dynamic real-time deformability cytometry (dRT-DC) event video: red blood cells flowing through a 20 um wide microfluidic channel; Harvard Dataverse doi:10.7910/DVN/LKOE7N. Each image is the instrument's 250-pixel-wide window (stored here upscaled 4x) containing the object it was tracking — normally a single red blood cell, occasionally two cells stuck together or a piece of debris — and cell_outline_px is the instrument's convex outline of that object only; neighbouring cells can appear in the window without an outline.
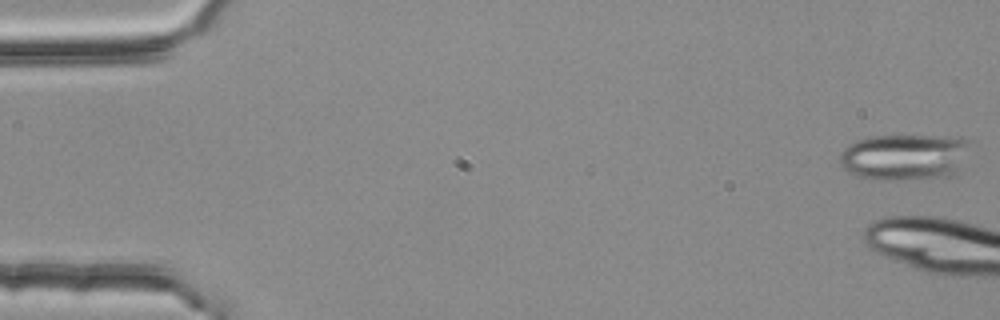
{"species": "common noctule bat (a hibernating species)", "species_latin": "Nyctalus noctula", "temperature_condition": "room temperature", "stored_images_in_passage": 2, "camera_frame_rate_fps": 3000, "um_per_image_px": 0.085, "animal": {"sex": "female", "body_mass_g": 25.1}, "frame": {"image": 1, "passage_image": 1, "time_ms": 0.0, "image_size_px": [1000, 320], "cell_outline_px": [[972, 140], [956, 176], [920, 180], [876, 180], [860, 176], [848, 172], [840, 164], [840, 152], [848, 144], [856, 140], [868, 136], [964, 136]], "centroid_in_image_um": [76.94, 13.35], "position_along_channel_um": 8.1, "area_um2": 36.13}}